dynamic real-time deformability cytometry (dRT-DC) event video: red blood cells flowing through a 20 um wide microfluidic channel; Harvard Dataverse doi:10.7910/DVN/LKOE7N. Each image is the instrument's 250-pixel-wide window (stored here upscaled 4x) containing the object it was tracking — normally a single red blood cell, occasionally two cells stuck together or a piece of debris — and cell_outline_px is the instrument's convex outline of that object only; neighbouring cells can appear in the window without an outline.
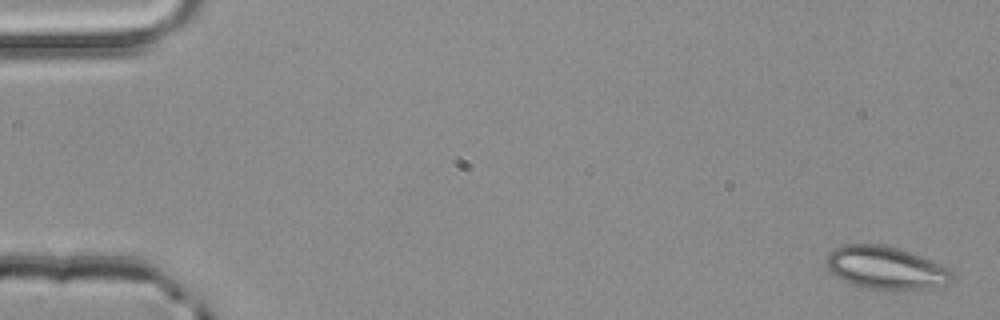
{"species": "common noctule bat (a hibernating species)", "species_latin": "Nyctalus noctula", "temperature_condition": "room temperature", "stored_images_in_passage": 5, "camera_frame_rate_fps": 3000, "um_per_image_px": 0.085, "animal": {"sex": "male", "body_mass_g": 20.4}, "frame": {"image": 1, "passage_image": 1, "time_ms": 0.0, "image_size_px": [1000, 320], "cell_outline_px": [[952, 280], [948, 284], [928, 288], [896, 292], [868, 288], [852, 284], [836, 276], [828, 268], [828, 252], [844, 244], [884, 244], [900, 248], [920, 256], [952, 272]], "centroid_in_image_um": [75.28, 22.78], "position_along_channel_um": 9.7, "area_um2": 31.27}}